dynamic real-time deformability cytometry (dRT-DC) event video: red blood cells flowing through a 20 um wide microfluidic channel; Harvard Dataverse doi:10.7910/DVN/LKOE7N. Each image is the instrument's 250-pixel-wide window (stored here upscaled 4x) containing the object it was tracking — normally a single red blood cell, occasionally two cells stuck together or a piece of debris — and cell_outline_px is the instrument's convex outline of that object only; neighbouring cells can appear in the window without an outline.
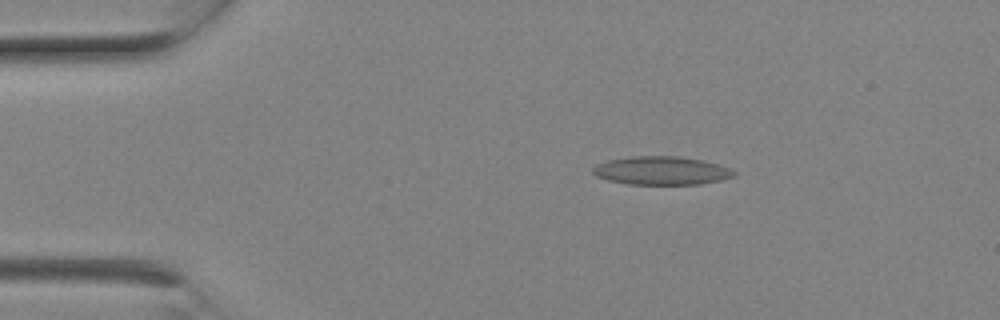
{"species": "Egyptian fruit bat (a non-hibernating species)", "species_latin": "Rousettus aegyptiacus", "temperature_condition": "room temperature", "stored_images_in_passage": 8, "camera_frame_rate_fps": 3000, "um_per_image_px": 0.085, "animal": {"sex": "female"}, "frame": {"image": 1, "passage_image": 4, "time_ms": 1.0, "image_size_px": [1000, 320], "cell_outline_px": [[736, 176], [720, 180], [700, 184], [628, 184], [608, 180], [596, 176], [592, 172], [592, 168], [596, 164], [604, 160], [632, 156], [680, 156], [704, 160], [720, 164], [736, 172]], "centroid_in_image_um": [56.21, 14.49], "position_along_channel_um": 28.8, "area_um2": 23.58}}
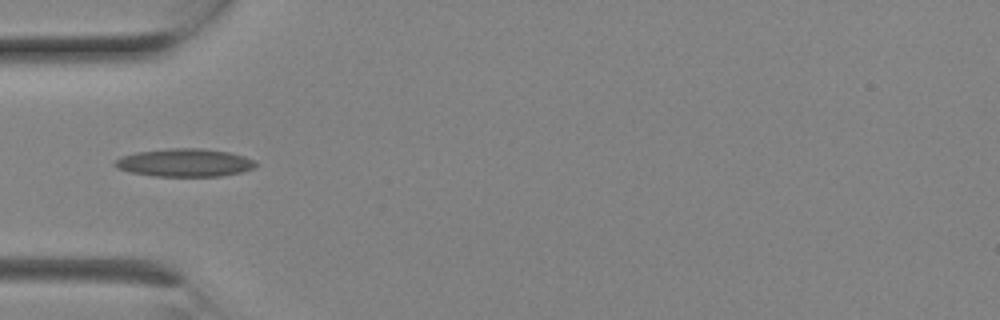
{"frame": {"image": 2, "passage_image": 7, "time_ms": 2.0, "image_size_px": [1000, 320], "cell_outline_px": [[256, 164], [252, 168], [240, 172], [220, 176], [152, 176], [128, 172], [116, 168], [112, 164], [120, 156], [136, 152], [168, 148], [200, 148], [228, 152], [244, 156], [256, 160]], "centroid_in_image_um": [15.63, 13.82], "position_along_channel_um": 69.4, "area_um2": 23.06}}
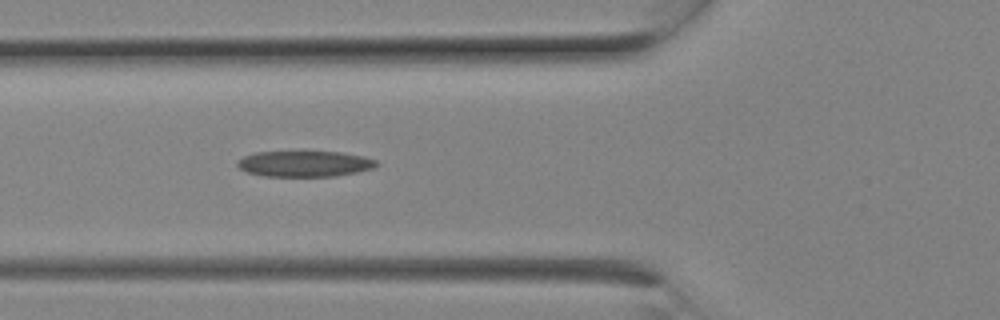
{"frame": {"image": 3, "passage_image": 8, "time_ms": 2.333, "image_size_px": [1000, 320], "cell_outline_px": [[380, 164], [376, 168], [336, 176], [264, 176], [248, 172], [240, 168], [236, 164], [236, 160], [244, 156], [256, 152], [340, 152], [364, 156], [376, 160]], "centroid_in_image_um": [25.92, 13.92], "position_along_channel_um": 99.9, "area_um2": 20.98}}